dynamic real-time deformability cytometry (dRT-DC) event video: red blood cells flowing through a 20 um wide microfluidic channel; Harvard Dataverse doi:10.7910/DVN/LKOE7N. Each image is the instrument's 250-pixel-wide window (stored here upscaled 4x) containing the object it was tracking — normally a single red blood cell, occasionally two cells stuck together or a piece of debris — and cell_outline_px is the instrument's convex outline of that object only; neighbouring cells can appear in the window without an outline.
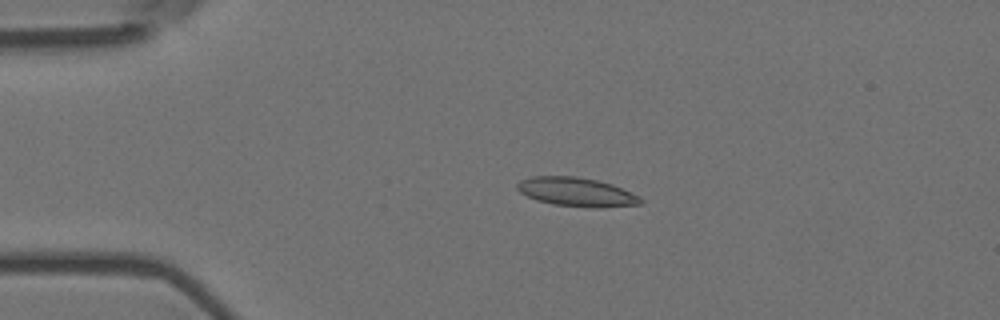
{"species": "Egyptian fruit bat (a non-hibernating species)", "species_latin": "Rousettus aegyptiacus", "temperature_condition": "room temperature", "stored_images_in_passage": 5, "camera_frame_rate_fps": 3000, "um_per_image_px": 0.085, "animal": {"sex": "female"}, "frame": {"image": 1, "passage_image": 4, "time_ms": 1.0, "image_size_px": [1000, 320], "cell_outline_px": [[644, 200], [640, 204], [600, 208], [588, 208], [552, 204], [536, 200], [520, 192], [516, 188], [516, 184], [520, 180], [532, 176], [576, 176], [596, 180], [612, 184], [640, 196]], "centroid_in_image_um": [49.0, 16.32], "position_along_channel_um": 36.0, "area_um2": 20.92}}